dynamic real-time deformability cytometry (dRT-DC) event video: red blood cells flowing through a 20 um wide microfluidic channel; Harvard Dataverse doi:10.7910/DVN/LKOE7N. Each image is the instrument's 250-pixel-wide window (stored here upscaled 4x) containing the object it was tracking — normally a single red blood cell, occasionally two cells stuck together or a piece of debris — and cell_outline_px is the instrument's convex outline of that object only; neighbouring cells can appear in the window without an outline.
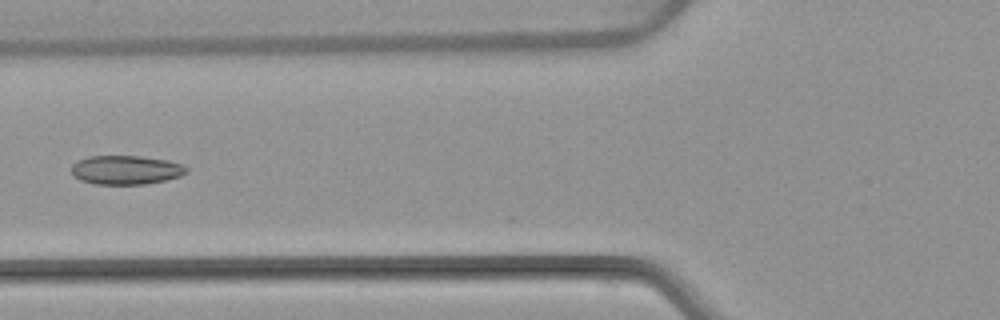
{"species": "common noctule bat (a hibernating species)", "species_latin": "Nyctalus noctula", "temperature_condition": "warm", "stored_images_in_passage": 6, "camera_frame_rate_fps": 3000, "um_per_image_px": 0.085, "animal": {"sex": "female", "body_mass_g": 22.7, "forearm_length_mm": 54.2}, "frame": {"image": 1, "passage_image": 6, "time_ms": 6.667, "image_size_px": [1000, 320], "cell_outline_px": [[188, 172], [180, 176], [164, 180], [144, 184], [96, 184], [80, 180], [72, 176], [72, 164], [88, 156], [140, 156], [168, 160], [184, 164], [188, 168]], "centroid_in_image_um": [10.72, 14.44], "position_along_channel_um": 115.1, "area_um2": 19.48}}